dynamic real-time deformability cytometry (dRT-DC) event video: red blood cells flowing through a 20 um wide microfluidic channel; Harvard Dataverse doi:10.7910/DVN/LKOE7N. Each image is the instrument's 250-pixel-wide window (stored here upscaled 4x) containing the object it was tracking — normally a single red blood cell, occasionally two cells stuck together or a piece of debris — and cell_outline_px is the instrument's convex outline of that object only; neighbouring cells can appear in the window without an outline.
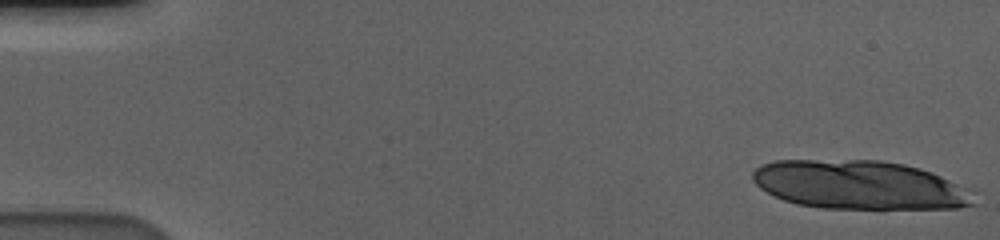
{"species": "human", "species_latin": "Homo sapiens", "temperature_condition": "cold", "stored_images_in_passage": 18, "camera_frame_rate_fps": 3000, "um_per_image_px": 0.085, "donor": {"sex": "male"}, "frame": {"image": 1, "passage_image": 1, "time_ms": 0.0, "image_size_px": [1000, 240], "cell_outline_px": [[976, 204], [960, 208], [820, 208], [796, 204], [784, 200], [760, 188], [752, 180], [752, 172], [760, 164], [776, 160], [880, 160], [904, 164], [920, 168], [932, 172], [956, 184]], "centroid_in_image_um": [72.93, 15.71], "position_along_channel_um": 12.1, "area_um2": 62.14}}